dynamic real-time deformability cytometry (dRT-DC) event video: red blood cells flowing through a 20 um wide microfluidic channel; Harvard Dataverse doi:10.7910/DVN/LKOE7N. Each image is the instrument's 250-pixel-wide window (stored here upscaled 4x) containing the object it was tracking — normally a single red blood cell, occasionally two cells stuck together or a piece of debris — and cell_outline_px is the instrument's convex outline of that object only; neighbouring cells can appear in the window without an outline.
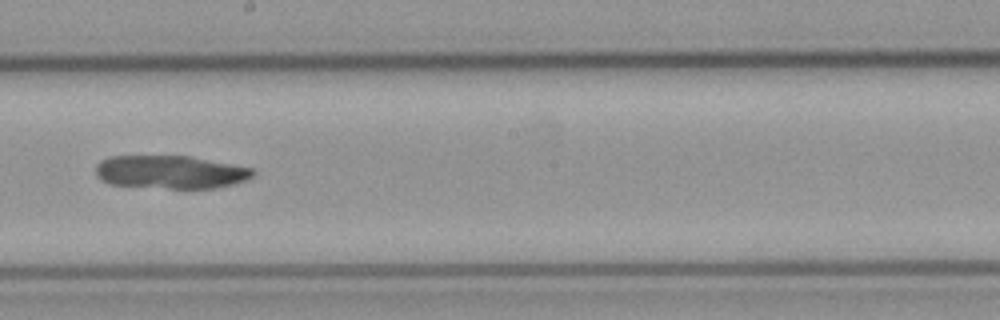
{"species": "common noctule bat (a hibernating species)", "species_latin": "Nyctalus noctula", "temperature_condition": "cold", "stored_images_in_passage": 7, "camera_frame_rate_fps": 3000, "um_per_image_px": 0.085, "animal": {"sex": "male", "body_mass_g": 23.1, "forearm_length_mm": 52.7}, "frame": {"image": 1, "passage_image": 7, "time_ms": 7.0, "image_size_px": [1000, 320], "cell_outline_px": [[256, 172], [252, 176], [244, 180], [232, 184], [216, 188], [168, 188], [108, 184], [100, 180], [96, 176], [96, 164], [100, 160], [108, 156], [192, 156], [252, 168]], "centroid_in_image_um": [14.45, 14.62], "position_along_channel_um": 233.8, "area_um2": 30.46}}